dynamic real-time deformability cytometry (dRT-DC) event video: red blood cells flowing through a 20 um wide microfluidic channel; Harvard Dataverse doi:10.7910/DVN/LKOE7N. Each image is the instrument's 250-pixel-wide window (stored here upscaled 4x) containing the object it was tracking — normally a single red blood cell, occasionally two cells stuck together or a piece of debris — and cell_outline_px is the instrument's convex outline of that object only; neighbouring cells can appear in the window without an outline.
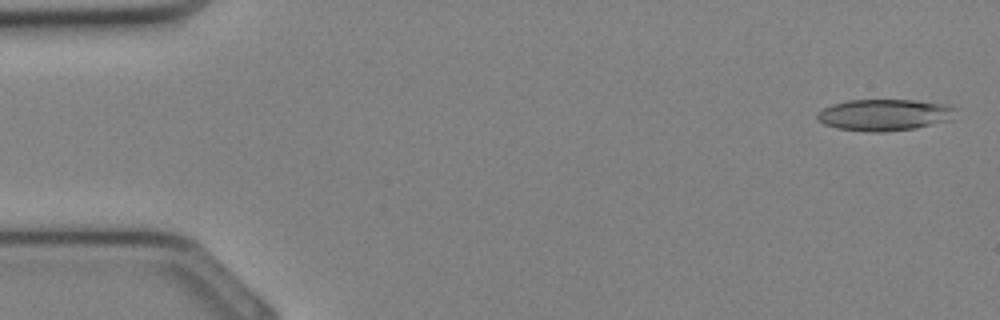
{"species": "Egyptian fruit bat (a non-hibernating species)", "species_latin": "Rousettus aegyptiacus", "temperature_condition": "cold", "stored_images_in_passage": 10, "camera_frame_rate_fps": 3000, "um_per_image_px": 0.085, "animal": {"sex": "female"}, "frame": {"image": 1, "passage_image": 1, "time_ms": 0.0, "image_size_px": [1000, 320], "cell_outline_px": [[956, 108], [952, 120], [916, 128], [884, 132], [872, 132], [836, 128], [824, 124], [816, 116], [816, 112], [832, 104], [848, 100], [912, 100], [948, 104]], "centroid_in_image_um": [75.2, 9.76], "position_along_channel_um": 9.8, "area_um2": 25.55}}
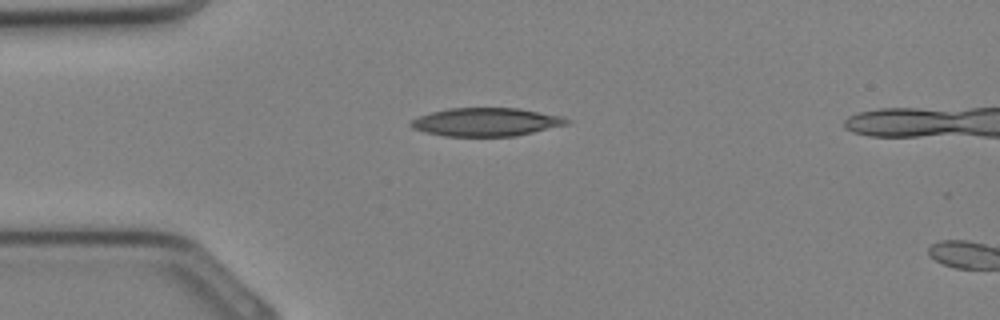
{"frame": {"image": 2, "passage_image": 8, "time_ms": 2.333, "image_size_px": [1000, 320], "cell_outline_px": [[572, 120], [568, 124], [516, 136], [444, 136], [424, 132], [412, 128], [408, 124], [408, 120], [432, 112], [448, 108], [520, 108], [560, 116]], "centroid_in_image_um": [41.28, 10.37], "position_along_channel_um": 43.7, "area_um2": 25.78}}